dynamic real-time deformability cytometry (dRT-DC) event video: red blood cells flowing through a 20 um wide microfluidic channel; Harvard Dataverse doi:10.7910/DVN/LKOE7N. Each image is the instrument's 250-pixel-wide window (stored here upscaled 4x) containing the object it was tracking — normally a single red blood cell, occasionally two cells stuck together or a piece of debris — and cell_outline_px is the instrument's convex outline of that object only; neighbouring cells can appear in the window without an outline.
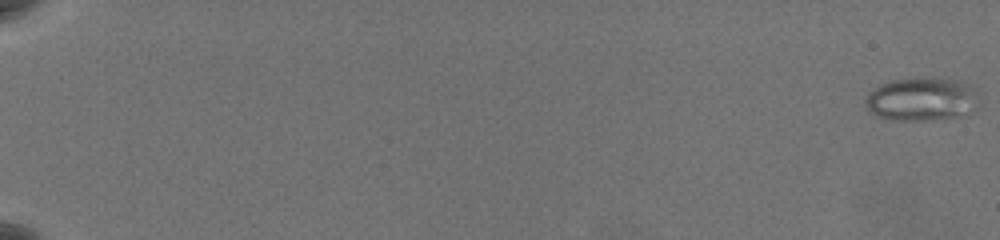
{"species": "common noctule bat (a hibernating species)", "species_latin": "Nyctalus noctula", "temperature_condition": "warm", "stored_images_in_passage": 63, "camera_frame_rate_fps": 3000, "um_per_image_px": 0.085, "animal": {"sex": "female", "body_mass_g": 19.5, "forearm_length_mm": 54.1}, "frame": {"image": 1, "passage_image": 1, "time_ms": 0.0, "image_size_px": [1000, 240], "cell_outline_px": [[980, 108], [964, 116], [932, 120], [888, 120], [876, 116], [868, 112], [864, 104], [864, 100], [868, 92], [892, 80], [960, 80], [972, 84], [980, 92]], "centroid_in_image_um": [78.44, 8.49], "position_along_channel_um": 6.6, "area_um2": 29.13}}
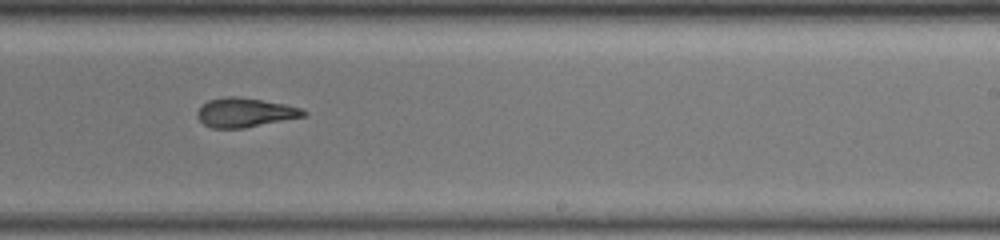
{"frame": {"image": 2, "passage_image": 43, "time_ms": 14.0, "image_size_px": [1000, 240], "cell_outline_px": [[308, 112], [304, 116], [244, 128], [212, 128], [204, 124], [196, 116], [196, 112], [208, 100], [224, 96], [240, 96], [284, 104], [300, 108]], "centroid_in_image_um": [20.79, 9.55], "position_along_channel_um": 268.2, "area_um2": 17.98}}
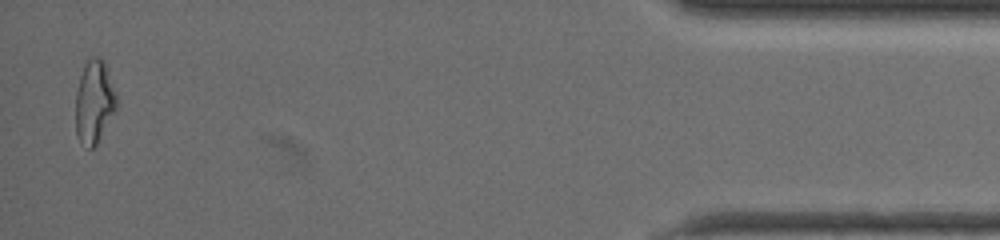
{"frame": {"image": 3, "passage_image": 62, "time_ms": 20.333, "image_size_px": [1000, 240], "cell_outline_px": [[116, 108], [96, 144], [92, 148], [88, 148], [80, 144], [76, 132], [76, 92], [80, 76], [84, 64], [92, 56], [100, 56], [104, 60], [116, 92]], "centroid_in_image_um": [7.99, 8.63], "position_along_channel_um": 427.2, "area_um2": 19.71}, "authors_computed_cell_mechanics": {"area_um2": 18.9584, "velocity_mm_per_s": 3.5915, "shape_relaxation_time_tau1_ms": null, "shape_relaxation_time_tau2_ms": 2.3809, "deformation_change_tau1": null, "deformation_change_tau2": 0.1076}}